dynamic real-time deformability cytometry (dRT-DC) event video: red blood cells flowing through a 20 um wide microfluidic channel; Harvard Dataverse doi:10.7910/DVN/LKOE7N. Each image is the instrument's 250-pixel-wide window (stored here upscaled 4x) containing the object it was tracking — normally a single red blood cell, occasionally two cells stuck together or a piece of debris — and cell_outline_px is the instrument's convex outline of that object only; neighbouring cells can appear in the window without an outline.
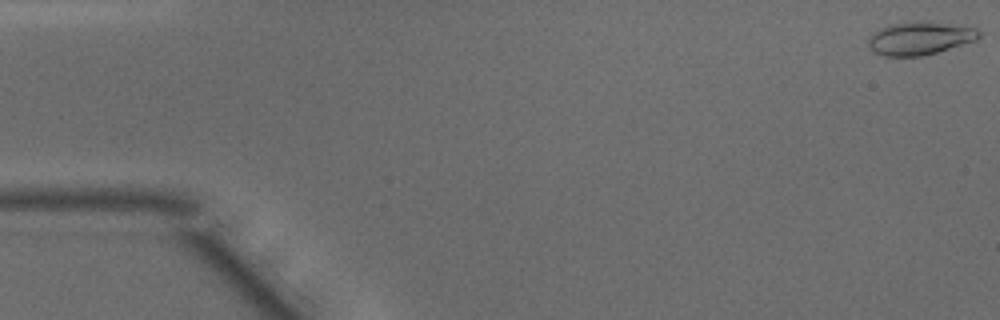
{"species": "common noctule bat (a hibernating species)", "species_latin": "Nyctalus noctula", "temperature_condition": "warm", "stored_images_in_passage": 48, "camera_frame_rate_fps": 3000, "um_per_image_px": 0.085, "animal": {"sex": "male", "body_mass_g": 15.6}, "frame": {"image": 1, "passage_image": 1, "time_ms": 0.0, "image_size_px": [1000, 320], "cell_outline_px": [[980, 36], [976, 40], [936, 52], [920, 56], [884, 56], [868, 48], [868, 36], [872, 32], [888, 24], [928, 20], [976, 28], [980, 32]], "centroid_in_image_um": [78.15, 3.23], "position_along_channel_um": 6.9, "area_um2": 21.44}}
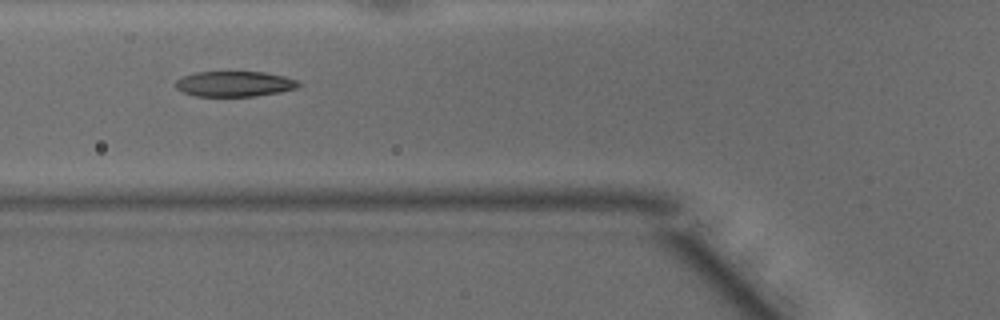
{"frame": {"image": 2, "passage_image": 18, "time_ms": 5.667, "image_size_px": [1000, 320], "cell_outline_px": [[300, 84], [296, 88], [280, 92], [256, 96], [196, 96], [184, 92], [176, 88], [172, 84], [176, 80], [184, 76], [196, 72], [228, 68], [264, 72], [284, 76], [296, 80]], "centroid_in_image_um": [19.88, 7.07], "position_along_channel_um": 105.9, "area_um2": 19.13}}
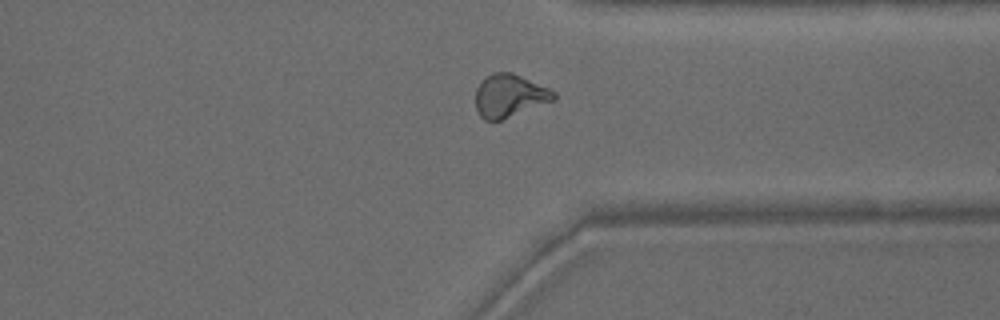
{"frame": {"image": 3, "passage_image": 37, "time_ms": 12.0, "image_size_px": [1000, 320], "cell_outline_px": [[556, 96], [552, 100], [500, 120], [484, 120], [480, 116], [476, 108], [476, 88], [480, 80], [484, 76], [492, 72], [512, 72], [548, 88], [556, 92]], "centroid_in_image_um": [43.24, 8.11], "position_along_channel_um": 368.2, "area_um2": 19.31}, "authors_computed_cell_mechanics": {"area_um2": 19.3052, "velocity_mm_per_s": 4.1639, "shape_relaxation_time_tau1_ms": 5.5081, "shape_relaxation_time_tau2_ms": 1.7439, "deformation_change_tau1": 0.1981, "deformation_change_tau2": 0.0901}}